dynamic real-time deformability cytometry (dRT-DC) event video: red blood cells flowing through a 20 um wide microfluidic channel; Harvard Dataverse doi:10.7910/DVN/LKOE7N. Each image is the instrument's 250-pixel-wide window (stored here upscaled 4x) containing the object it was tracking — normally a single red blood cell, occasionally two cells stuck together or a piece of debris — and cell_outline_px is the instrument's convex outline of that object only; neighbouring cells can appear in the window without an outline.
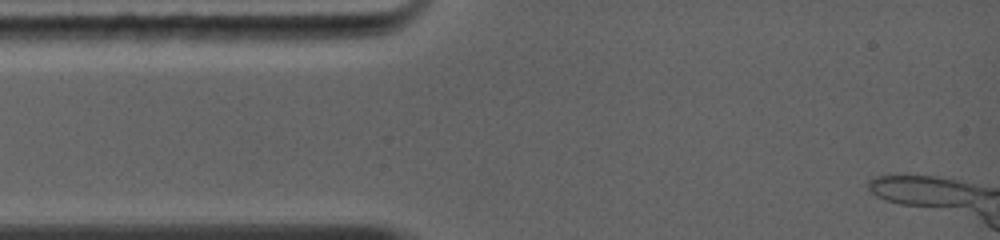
{"species": "common noctule bat (a hibernating species)", "species_latin": "Nyctalus noctula", "temperature_condition": "warm", "stored_images_in_passage": 6, "camera_frame_rate_fps": 5000, "um_per_image_px": 0.085, "animal": {"sex": "female", "body_mass_g": 19.0, "forearm_length_mm": 56.7}, "frame": {"image": 1, "passage_image": 1, "time_ms": 0.0, "image_size_px": [1000, 240], "cell_outline_px": [[972, 192], [964, 204], [904, 204], [888, 200], [880, 196], [872, 188], [872, 184], [876, 180], [884, 176], [924, 176], [948, 180], [960, 184], [968, 188]], "centroid_in_image_um": [78.28, 16.18], "position_along_channel_um": 6.7, "area_um2": 16.47}}
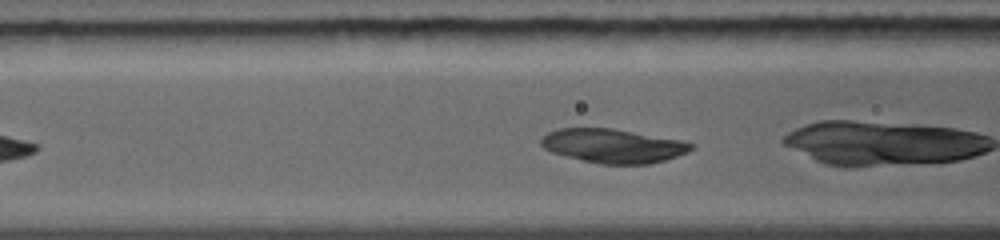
{"frame": {"image": 2, "passage_image": 6, "time_ms": 5.4, "image_size_px": [1000, 240], "cell_outline_px": [[692, 148], [676, 156], [664, 160], [648, 164], [600, 164], [552, 152], [544, 148], [540, 144], [540, 140], [548, 132], [560, 128], [612, 128], [680, 140], [692, 144]], "centroid_in_image_um": [52.06, 12.39], "position_along_channel_um": 114.5, "area_um2": 29.19}}